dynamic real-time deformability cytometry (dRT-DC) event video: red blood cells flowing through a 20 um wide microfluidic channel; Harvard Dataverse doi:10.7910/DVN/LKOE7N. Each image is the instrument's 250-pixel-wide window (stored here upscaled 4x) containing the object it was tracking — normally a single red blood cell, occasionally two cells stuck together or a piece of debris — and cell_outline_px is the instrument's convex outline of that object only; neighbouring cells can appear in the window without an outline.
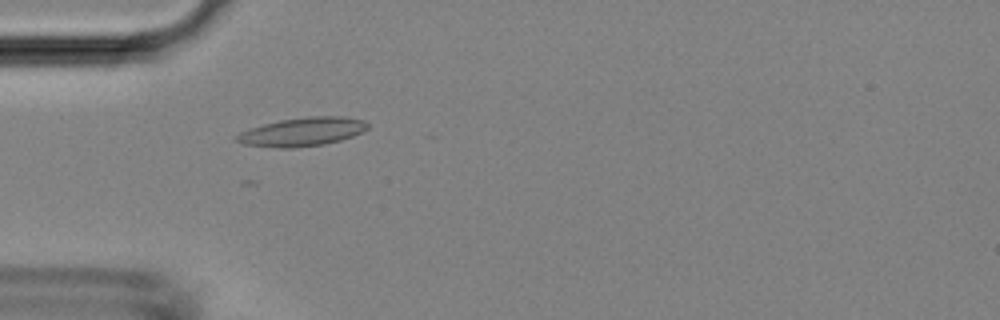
{"species": "Egyptian fruit bat (a non-hibernating species)", "species_latin": "Rousettus aegyptiacus", "temperature_condition": "room temperature", "stored_images_in_passage": 22, "camera_frame_rate_fps": 3000, "um_per_image_px": 0.085, "animal": {"sex": "female"}, "frame": {"image": 1, "passage_image": 15, "time_ms": 4.667, "image_size_px": [1000, 320], "cell_outline_px": [[368, 128], [352, 136], [340, 140], [324, 144], [292, 148], [276, 148], [244, 144], [232, 140], [240, 132], [264, 124], [280, 120], [308, 116], [344, 116], [364, 120], [368, 124]], "centroid_in_image_um": [25.68, 11.2], "position_along_channel_um": 59.3, "area_um2": 21.79}}